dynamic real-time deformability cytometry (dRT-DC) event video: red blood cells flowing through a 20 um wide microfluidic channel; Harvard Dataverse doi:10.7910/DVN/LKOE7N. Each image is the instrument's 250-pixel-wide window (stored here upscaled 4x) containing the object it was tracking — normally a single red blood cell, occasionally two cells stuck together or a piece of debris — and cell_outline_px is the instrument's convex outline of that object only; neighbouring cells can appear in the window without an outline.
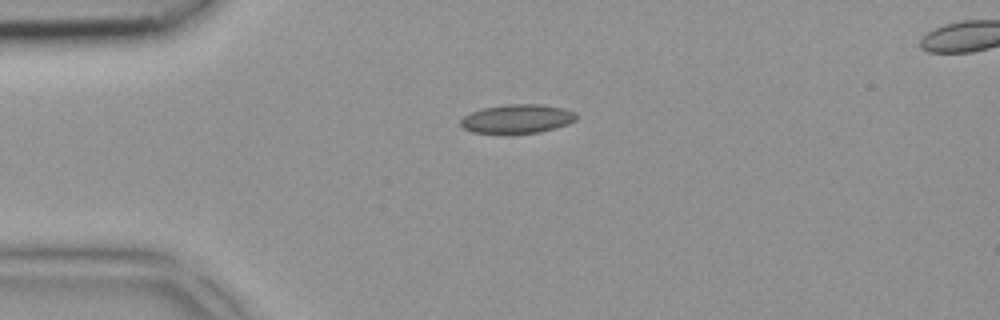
{"species": "common noctule bat (a hibernating species)", "species_latin": "Nyctalus noctula", "temperature_condition": "room temperature", "stored_images_in_passage": 3, "camera_frame_rate_fps": 3000, "um_per_image_px": 0.085, "animal": {"sex": "female", "body_mass_g": 18.4}, "frame": {"image": 1, "passage_image": 1, "time_ms": 0.0, "image_size_px": [1000, 320], "cell_outline_px": [[576, 120], [568, 124], [556, 128], [540, 132], [512, 136], [508, 136], [472, 132], [464, 128], [460, 124], [460, 120], [464, 116], [472, 112], [484, 108], [508, 104], [540, 104], [564, 108], [576, 112]], "centroid_in_image_um": [43.96, 10.14], "position_along_channel_um": 41.0, "area_um2": 20.17}}